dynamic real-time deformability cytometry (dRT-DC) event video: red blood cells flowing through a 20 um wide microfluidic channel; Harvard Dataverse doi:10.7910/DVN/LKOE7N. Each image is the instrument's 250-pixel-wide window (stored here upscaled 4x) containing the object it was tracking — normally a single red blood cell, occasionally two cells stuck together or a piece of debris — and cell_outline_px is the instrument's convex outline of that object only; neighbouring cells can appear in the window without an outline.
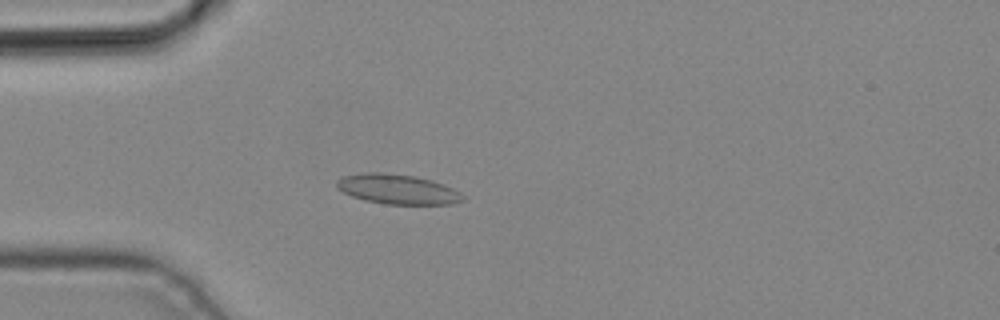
{"species": "common noctule bat (a hibernating species)", "species_latin": "Nyctalus noctula", "temperature_condition": "cold", "stored_images_in_passage": 3, "camera_frame_rate_fps": 3000, "um_per_image_px": 0.085, "animal": {"sex": "male", "body_mass_g": 19.2, "forearm_length_mm": 51.8}, "frame": {"image": 1, "passage_image": 3, "time_ms": 0.667, "image_size_px": [1000, 320], "cell_outline_px": [[464, 200], [452, 204], [384, 204], [364, 200], [352, 196], [336, 188], [336, 180], [344, 176], [368, 172], [384, 172], [416, 176], [432, 180], [444, 184], [460, 192], [464, 196]], "centroid_in_image_um": [33.8, 16.08], "position_along_channel_um": 51.2, "area_um2": 22.02}}